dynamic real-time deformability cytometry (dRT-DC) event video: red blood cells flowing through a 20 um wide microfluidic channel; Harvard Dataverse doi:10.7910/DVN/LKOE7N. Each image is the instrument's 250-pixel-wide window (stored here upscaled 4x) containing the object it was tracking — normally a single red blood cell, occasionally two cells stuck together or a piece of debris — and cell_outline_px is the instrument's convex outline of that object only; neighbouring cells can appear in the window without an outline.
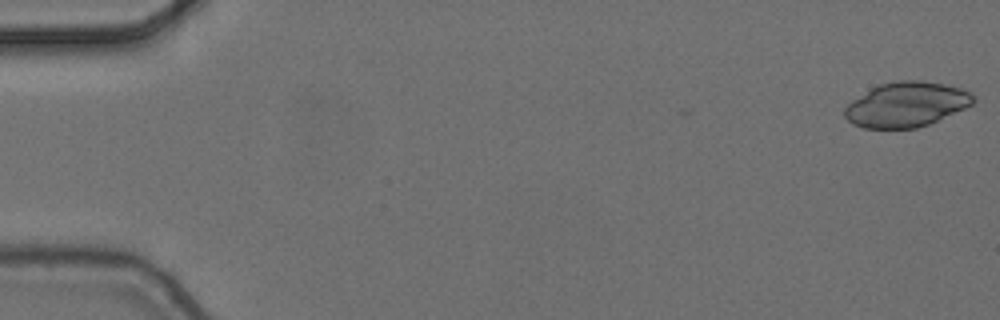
{"species": "common noctule bat (a hibernating species)", "species_latin": "Nyctalus noctula", "temperature_condition": "cold", "stored_images_in_passage": 6, "camera_frame_rate_fps": 3000, "um_per_image_px": 0.085, "animal": {"sex": "female", "body_mass_g": 24.6, "forearm_length_mm": 56.2}, "frame": {"image": 1, "passage_image": 1, "time_ms": 0.0, "image_size_px": [1000, 320], "cell_outline_px": [[976, 100], [972, 104], [964, 108], [928, 124], [916, 128], [864, 128], [852, 124], [844, 116], [844, 108], [852, 100], [872, 88], [880, 84], [900, 80], [920, 80], [944, 84], [960, 88], [976, 96]], "centroid_in_image_um": [77.03, 8.88], "position_along_channel_um": 8.0, "area_um2": 33.35}}